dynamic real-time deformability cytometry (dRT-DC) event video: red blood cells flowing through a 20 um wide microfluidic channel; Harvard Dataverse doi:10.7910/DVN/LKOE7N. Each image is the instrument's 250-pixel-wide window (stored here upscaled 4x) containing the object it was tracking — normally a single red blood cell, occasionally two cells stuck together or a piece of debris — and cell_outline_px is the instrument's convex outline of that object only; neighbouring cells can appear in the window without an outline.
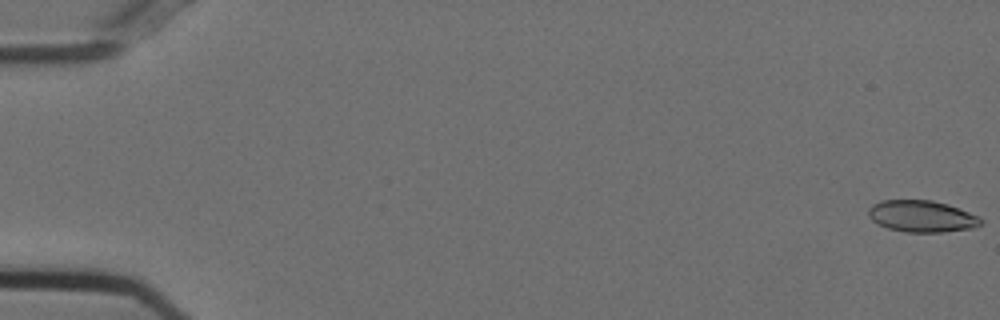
{"species": "Egyptian fruit bat (a non-hibernating species)", "species_latin": "Rousettus aegyptiacus", "temperature_condition": "cold", "stored_images_in_passage": 7, "camera_frame_rate_fps": 3000, "um_per_image_px": 0.085, "animal": {"sex": "female"}, "frame": {"image": 1, "passage_image": 1, "time_ms": 0.0, "image_size_px": [1000, 320], "cell_outline_px": [[984, 224], [976, 228], [944, 232], [904, 232], [888, 228], [872, 220], [868, 216], [868, 208], [872, 204], [880, 200], [932, 200], [948, 204], [980, 216], [984, 220]], "centroid_in_image_um": [78.41, 18.38], "position_along_channel_um": 6.6, "area_um2": 21.1}}